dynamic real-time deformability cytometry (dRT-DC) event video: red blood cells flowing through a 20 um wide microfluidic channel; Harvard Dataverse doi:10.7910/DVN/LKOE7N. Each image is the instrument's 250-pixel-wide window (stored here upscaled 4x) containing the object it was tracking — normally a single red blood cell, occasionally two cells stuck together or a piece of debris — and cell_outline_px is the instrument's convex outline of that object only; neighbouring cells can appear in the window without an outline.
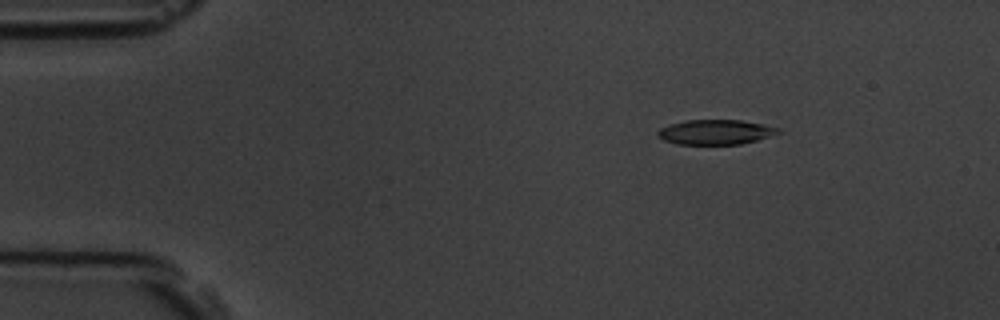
{"species": "common noctule bat (a hibernating species)", "species_latin": "Nyctalus noctula", "temperature_condition": "room temperature", "stored_images_in_passage": 4, "camera_frame_rate_fps": 3000, "um_per_image_px": 0.085, "animal": {"sex": "male", "body_mass_g": 19.5, "forearm_length_mm": 54.6}, "frame": {"image": 1, "passage_image": 2, "time_ms": 1.0, "image_size_px": [1000, 320], "cell_outline_px": [[784, 132], [756, 140], [740, 144], [676, 144], [664, 140], [656, 136], [656, 132], [660, 128], [672, 124], [688, 120], [740, 120], [764, 124], [780, 128]], "centroid_in_image_um": [60.85, 11.23], "position_along_channel_um": 24.2, "area_um2": 17.46}}